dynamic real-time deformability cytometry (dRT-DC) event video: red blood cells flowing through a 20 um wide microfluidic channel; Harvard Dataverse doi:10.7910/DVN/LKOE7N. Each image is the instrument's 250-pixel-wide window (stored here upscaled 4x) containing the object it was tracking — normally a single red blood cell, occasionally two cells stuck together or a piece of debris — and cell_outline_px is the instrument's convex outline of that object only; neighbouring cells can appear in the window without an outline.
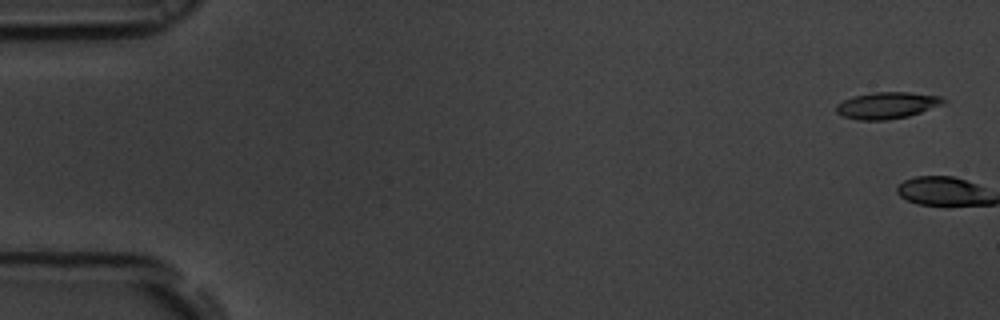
{"species": "common noctule bat (a hibernating species)", "species_latin": "Nyctalus noctula", "temperature_condition": "room temperature", "stored_images_in_passage": 3, "camera_frame_rate_fps": 3000, "um_per_image_px": 0.085, "animal": {"sex": "male", "body_mass_g": 19.5, "forearm_length_mm": 54.6}, "frame": {"image": 1, "passage_image": 2, "time_ms": 0.333, "image_size_px": [1000, 320], "cell_outline_px": [[948, 100], [944, 104], [908, 116], [888, 120], [860, 120], [844, 116], [836, 112], [836, 104], [852, 96], [872, 92], [908, 92], [940, 96]], "centroid_in_image_um": [75.41, 8.95], "position_along_channel_um": 9.6, "area_um2": 16.65}}